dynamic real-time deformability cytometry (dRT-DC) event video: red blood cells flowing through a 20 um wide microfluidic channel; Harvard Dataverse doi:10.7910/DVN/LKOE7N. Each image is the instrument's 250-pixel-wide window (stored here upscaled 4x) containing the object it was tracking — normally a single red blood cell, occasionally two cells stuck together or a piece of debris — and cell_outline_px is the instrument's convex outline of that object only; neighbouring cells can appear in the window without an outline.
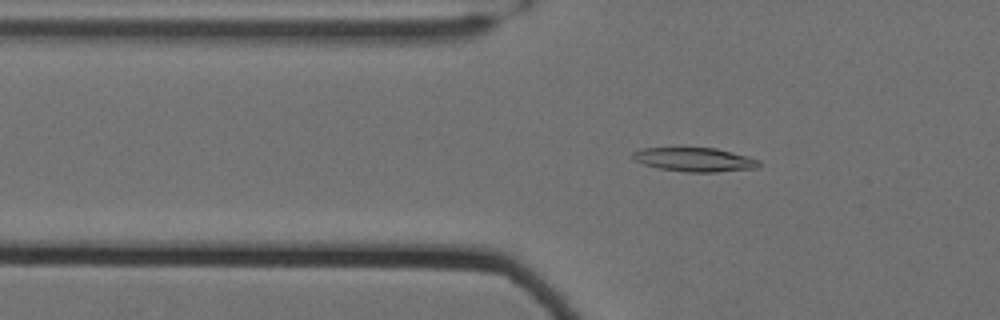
{"species": "Egyptian fruit bat (a non-hibernating species)", "species_latin": "Rousettus aegyptiacus", "temperature_condition": "cold", "stored_images_in_passage": 61, "camera_frame_rate_fps": 3000, "um_per_image_px": 0.085, "animal": {"sex": "female"}, "frame": {"image": 1, "passage_image": 23, "time_ms": 7.333, "image_size_px": [1000, 320], "cell_outline_px": [[760, 164], [756, 168], [716, 172], [688, 172], [660, 168], [644, 164], [632, 160], [632, 152], [640, 148], [716, 148], [748, 156], [760, 160]], "centroid_in_image_um": [59.03, 13.56], "position_along_channel_um": 66.8, "area_um2": 17.57}}
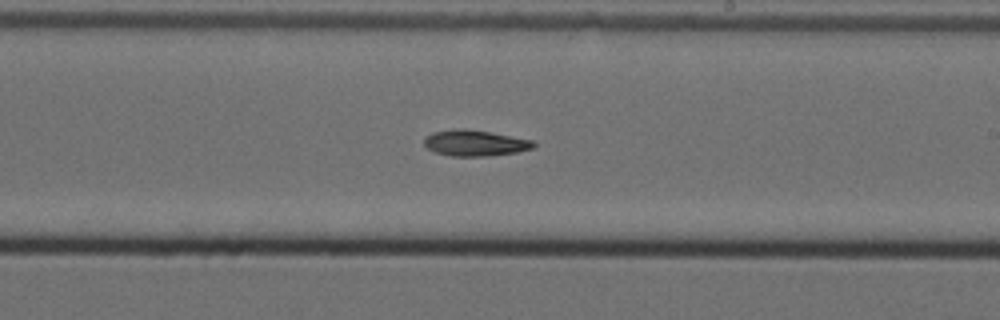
{"frame": {"image": 2, "passage_image": 39, "time_ms": 12.667, "image_size_px": [1000, 320], "cell_outline_px": [[536, 144], [532, 148], [516, 152], [488, 156], [452, 156], [436, 152], [428, 148], [424, 144], [424, 140], [432, 132], [456, 128], [464, 128], [492, 132], [532, 140]], "centroid_in_image_um": [40.37, 12.15], "position_along_channel_um": 248.6, "area_um2": 16.47}}
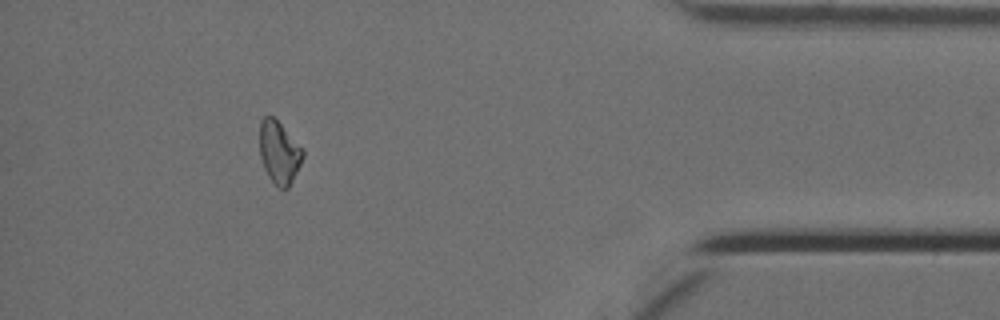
{"frame": {"image": 3, "passage_image": 56, "time_ms": 18.333, "image_size_px": [1000, 320], "cell_outline_px": [[304, 156], [288, 188], [280, 188], [268, 176], [264, 168], [260, 156], [260, 120], [264, 116], [272, 116], [304, 148]], "centroid_in_image_um": [23.73, 12.93], "position_along_channel_um": 411.5, "area_um2": 15.55}}